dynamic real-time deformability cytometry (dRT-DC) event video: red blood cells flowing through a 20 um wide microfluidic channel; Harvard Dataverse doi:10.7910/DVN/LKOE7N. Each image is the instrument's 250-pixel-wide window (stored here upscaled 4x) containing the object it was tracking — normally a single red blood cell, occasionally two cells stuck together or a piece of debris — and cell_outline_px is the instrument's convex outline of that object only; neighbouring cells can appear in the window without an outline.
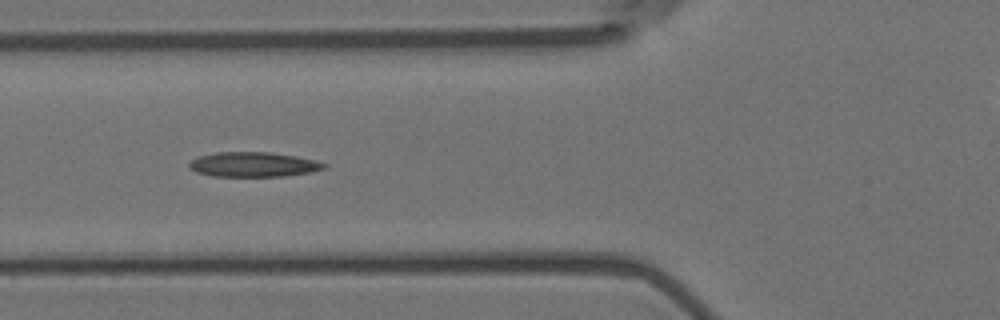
{"species": "Egyptian fruit bat (a non-hibernating species)", "species_latin": "Rousettus aegyptiacus", "temperature_condition": "room temperature", "stored_images_in_passage": 15, "camera_frame_rate_fps": 3000, "um_per_image_px": 0.085, "animal": {"sex": "female"}, "frame": {"image": 1, "passage_image": 5, "time_ms": 1.333, "image_size_px": [1000, 320], "cell_outline_px": [[328, 164], [324, 168], [308, 172], [284, 176], [212, 176], [196, 172], [188, 168], [188, 164], [196, 156], [216, 152], [268, 152], [296, 156], [316, 160]], "centroid_in_image_um": [21.48, 13.97], "position_along_channel_um": 104.3, "area_um2": 19.48}}
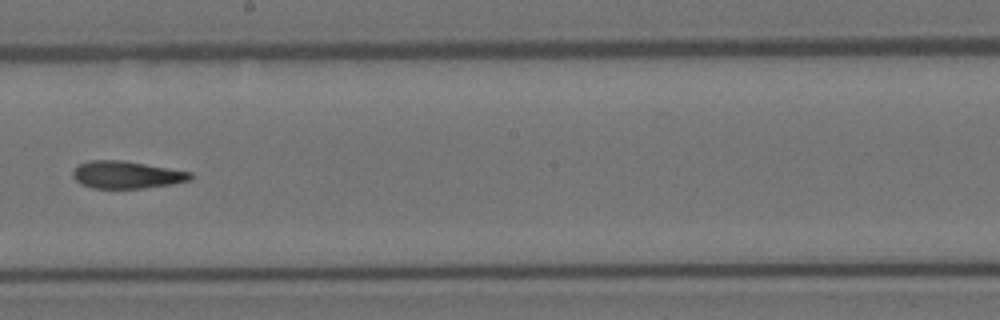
{"frame": {"image": 2, "passage_image": 8, "time_ms": 2.333, "image_size_px": [1000, 320], "cell_outline_px": [[192, 180], [172, 184], [144, 188], [92, 188], [80, 184], [72, 176], [72, 172], [80, 164], [92, 160], [120, 160], [192, 172]], "centroid_in_image_um": [10.76, 14.87], "position_along_channel_um": 237.4, "area_um2": 18.61}}
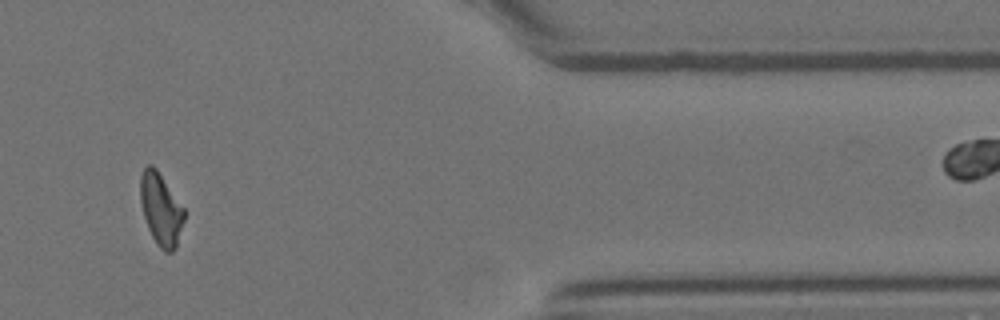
{"frame": {"image": 3, "passage_image": 12, "time_ms": 3.667, "image_size_px": [1000, 320], "cell_outline_px": [[184, 220], [176, 248], [172, 252], [164, 252], [156, 244], [148, 228], [144, 216], [140, 200], [140, 176], [144, 168], [148, 164], [152, 164], [156, 168], [184, 208]], "centroid_in_image_um": [13.67, 17.79], "position_along_channel_um": 397.7, "area_um2": 18.38}}